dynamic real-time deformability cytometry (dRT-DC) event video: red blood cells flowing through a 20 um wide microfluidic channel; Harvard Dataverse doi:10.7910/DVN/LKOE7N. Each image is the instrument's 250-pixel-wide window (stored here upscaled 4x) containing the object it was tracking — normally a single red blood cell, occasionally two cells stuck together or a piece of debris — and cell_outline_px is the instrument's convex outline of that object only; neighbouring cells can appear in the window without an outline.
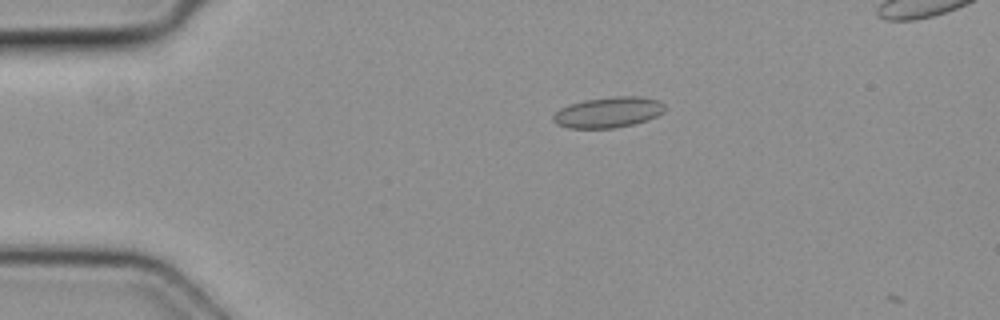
{"species": "common noctule bat (a hibernating species)", "species_latin": "Nyctalus noctula", "temperature_condition": "cold", "stored_images_in_passage": 5, "camera_frame_rate_fps": 3000, "um_per_image_px": 0.085, "animal": {"sex": "female", "body_mass_g": 19.3, "forearm_length_mm": 54.1}, "frame": {"image": 1, "passage_image": 5, "time_ms": 1.333, "image_size_px": [1000, 320], "cell_outline_px": [[664, 112], [648, 120], [616, 128], [568, 128], [556, 124], [552, 120], [552, 116], [560, 108], [584, 100], [616, 96], [640, 96], [656, 100], [664, 104]], "centroid_in_image_um": [51.69, 9.55], "position_along_channel_um": 33.3, "area_um2": 19.88}}